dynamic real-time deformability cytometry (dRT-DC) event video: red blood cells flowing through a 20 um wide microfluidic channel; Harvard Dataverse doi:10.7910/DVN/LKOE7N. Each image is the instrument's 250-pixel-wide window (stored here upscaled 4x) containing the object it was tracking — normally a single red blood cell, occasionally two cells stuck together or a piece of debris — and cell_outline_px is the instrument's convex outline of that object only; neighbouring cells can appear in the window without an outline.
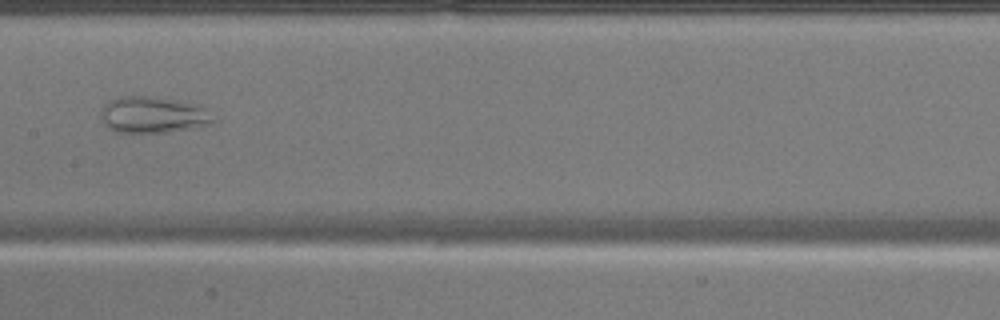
{"species": "common noctule bat (a hibernating species)", "species_latin": "Nyctalus noctula", "temperature_condition": "warm", "stored_images_in_passage": 33, "camera_frame_rate_fps": 3000, "um_per_image_px": 0.085, "animal": {"sex": "male", "body_mass_g": 17.9}, "frame": {"image": 1, "passage_image": 10, "time_ms": 3.0, "image_size_px": [1000, 320], "cell_outline_px": [[216, 120], [208, 124], [188, 128], [164, 132], [116, 132], [108, 128], [104, 124], [100, 112], [104, 104], [108, 100], [120, 96], [148, 96], [180, 100], [204, 108]], "centroid_in_image_um": [12.93, 9.74], "position_along_channel_um": 194.5, "area_um2": 23.58}}
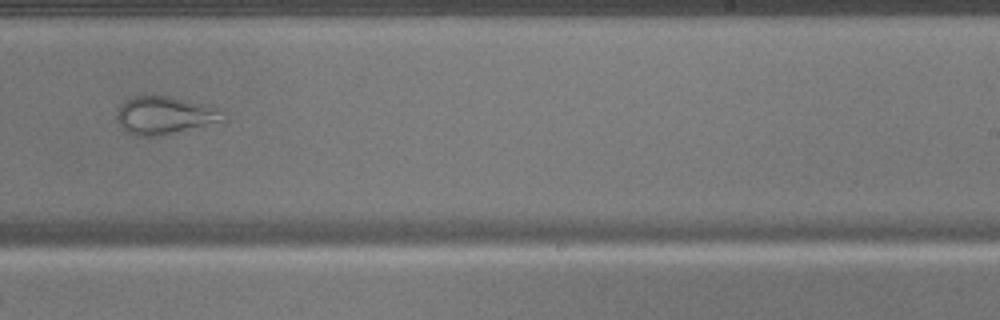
{"frame": {"image": 2, "passage_image": 16, "time_ms": 5.0, "image_size_px": [1000, 320], "cell_outline_px": [[220, 116], [216, 120], [172, 132], [148, 136], [136, 136], [128, 132], [116, 120], [116, 112], [120, 104], [124, 100], [132, 96], [172, 96], [208, 104], [220, 108]], "centroid_in_image_um": [13.84, 9.74], "position_along_channel_um": 275.2, "area_um2": 22.48}}
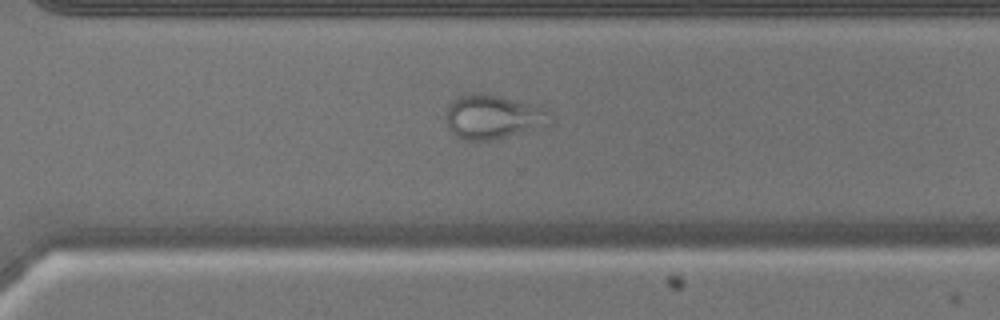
{"frame": {"image": 3, "passage_image": 20, "time_ms": 6.333, "image_size_px": [1000, 320], "cell_outline_px": [[556, 124], [544, 128], [492, 140], [464, 140], [456, 136], [448, 128], [444, 116], [448, 104], [456, 96], [472, 92], [480, 92], [500, 96], [544, 108], [552, 112], [556, 116]], "centroid_in_image_um": [41.97, 9.94], "position_along_channel_um": 328.6, "area_um2": 27.92}}